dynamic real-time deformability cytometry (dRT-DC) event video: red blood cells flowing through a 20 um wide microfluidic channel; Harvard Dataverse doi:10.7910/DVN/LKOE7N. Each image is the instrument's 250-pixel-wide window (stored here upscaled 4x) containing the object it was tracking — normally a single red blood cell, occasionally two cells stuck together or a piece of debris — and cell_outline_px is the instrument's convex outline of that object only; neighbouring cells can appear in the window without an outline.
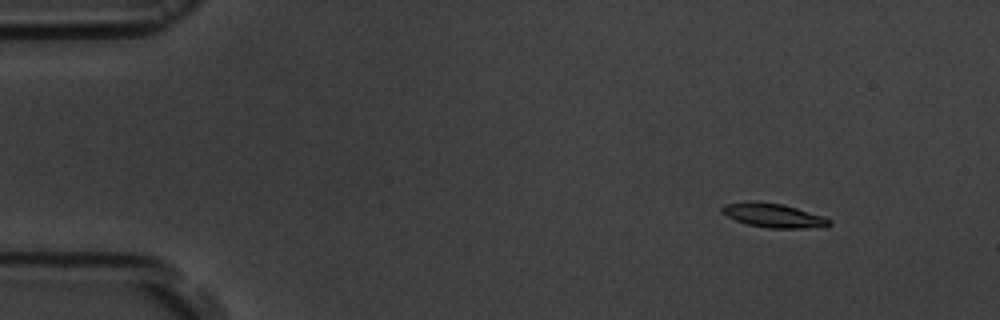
{"species": "common noctule bat (a hibernating species)", "species_latin": "Nyctalus noctula", "temperature_condition": "room temperature", "stored_images_in_passage": 5, "camera_frame_rate_fps": 3000, "um_per_image_px": 0.085, "animal": {"sex": "male", "body_mass_g": 19.5, "forearm_length_mm": 54.6}, "frame": {"image": 1, "passage_image": 2, "time_ms": 1.0, "image_size_px": [1000, 320], "cell_outline_px": [[832, 224], [824, 228], [768, 228], [748, 224], [736, 220], [720, 212], [720, 208], [724, 204], [744, 200], [756, 200], [784, 204], [824, 216], [832, 220]], "centroid_in_image_um": [65.75, 18.29], "position_along_channel_um": 19.2, "area_um2": 15.55}}
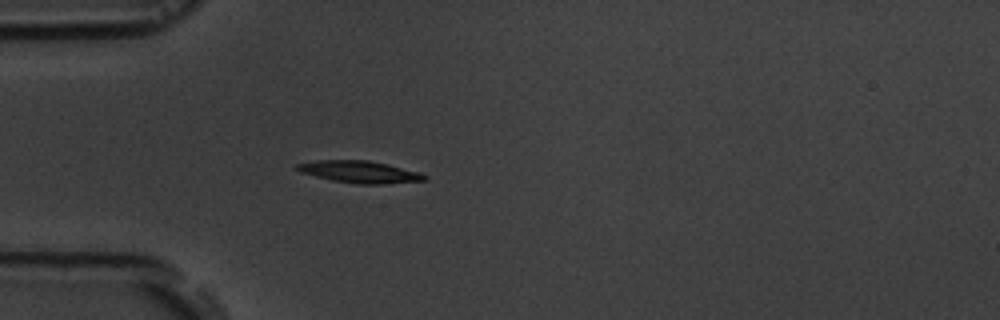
{"frame": {"image": 2, "passage_image": 5, "time_ms": 4.333, "image_size_px": [1000, 320], "cell_outline_px": [[428, 176], [424, 180], [380, 184], [356, 184], [332, 180], [300, 172], [296, 168], [296, 164], [316, 160], [368, 160], [388, 164], [420, 172]], "centroid_in_image_um": [30.57, 14.6], "position_along_channel_um": 54.4, "area_um2": 16.24}}